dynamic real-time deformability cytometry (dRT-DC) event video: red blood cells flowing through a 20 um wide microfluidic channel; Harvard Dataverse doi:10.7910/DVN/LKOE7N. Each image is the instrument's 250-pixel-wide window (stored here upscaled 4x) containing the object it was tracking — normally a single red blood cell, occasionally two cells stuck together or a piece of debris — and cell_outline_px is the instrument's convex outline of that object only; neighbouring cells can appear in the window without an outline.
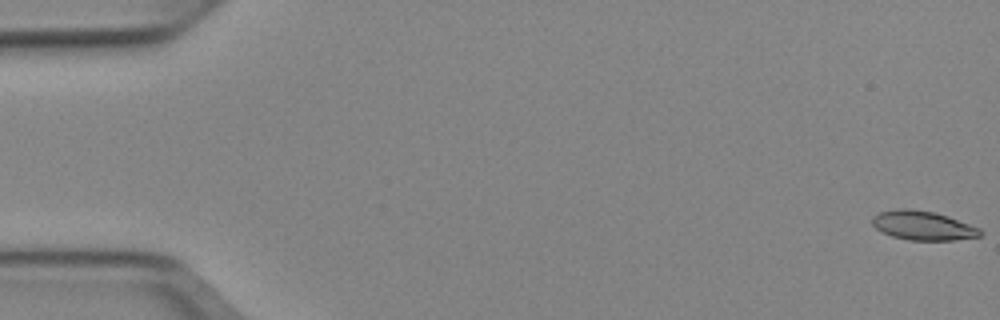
{"species": "Egyptian fruit bat (a non-hibernating species)", "species_latin": "Rousettus aegyptiacus", "temperature_condition": "cold", "stored_images_in_passage": 53, "segment_of_instrument_passage": [1, 2], "camera_frame_rate_fps": 3000, "um_per_image_px": 0.085, "animal": {"sex": "female"}, "frame": {"image": 1, "passage_image": 1, "time_ms": 0.0, "image_size_px": [1000, 320], "cell_outline_px": [[984, 232], [980, 236], [952, 240], [908, 240], [892, 236], [880, 232], [872, 224], [872, 216], [880, 212], [896, 208], [904, 208], [932, 212], [948, 216], [980, 228]], "centroid_in_image_um": [78.43, 19.17], "position_along_channel_um": 6.6, "area_um2": 18.32}}
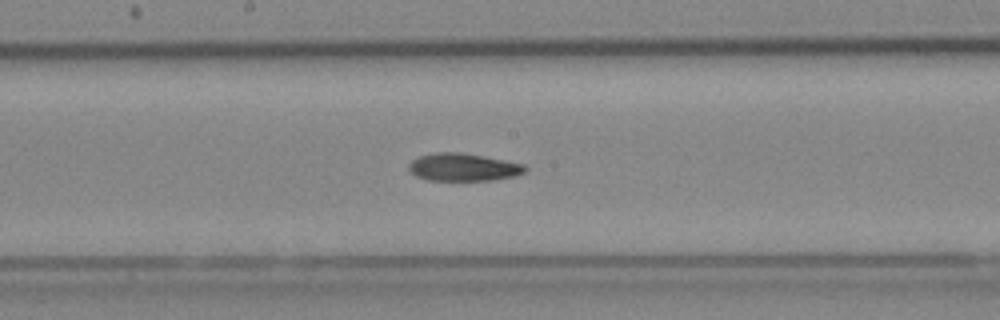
{"frame": {"image": 2, "passage_image": 28, "time_ms": 9.0, "image_size_px": [1000, 320], "cell_outline_px": [[528, 168], [524, 172], [516, 176], [492, 180], [428, 180], [416, 176], [408, 168], [408, 164], [412, 160], [420, 156], [436, 152], [456, 152], [480, 156], [524, 164]], "centroid_in_image_um": [39.37, 14.22], "position_along_channel_um": 208.8, "area_um2": 18.5}}
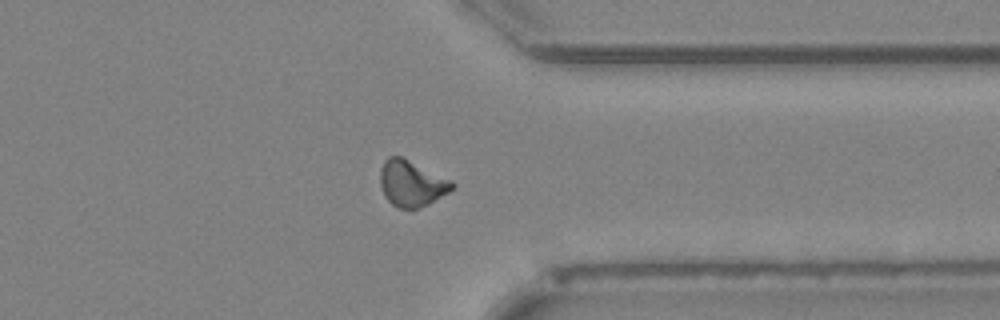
{"frame": {"image": 3, "passage_image": 41, "time_ms": 13.333, "image_size_px": [1000, 320], "cell_outline_px": [[456, 188], [428, 204], [420, 208], [396, 208], [384, 196], [380, 184], [380, 168], [384, 160], [388, 156], [400, 156], [452, 180], [456, 184]], "centroid_in_image_um": [34.99, 15.59], "position_along_channel_um": 376.4, "area_um2": 19.42}}